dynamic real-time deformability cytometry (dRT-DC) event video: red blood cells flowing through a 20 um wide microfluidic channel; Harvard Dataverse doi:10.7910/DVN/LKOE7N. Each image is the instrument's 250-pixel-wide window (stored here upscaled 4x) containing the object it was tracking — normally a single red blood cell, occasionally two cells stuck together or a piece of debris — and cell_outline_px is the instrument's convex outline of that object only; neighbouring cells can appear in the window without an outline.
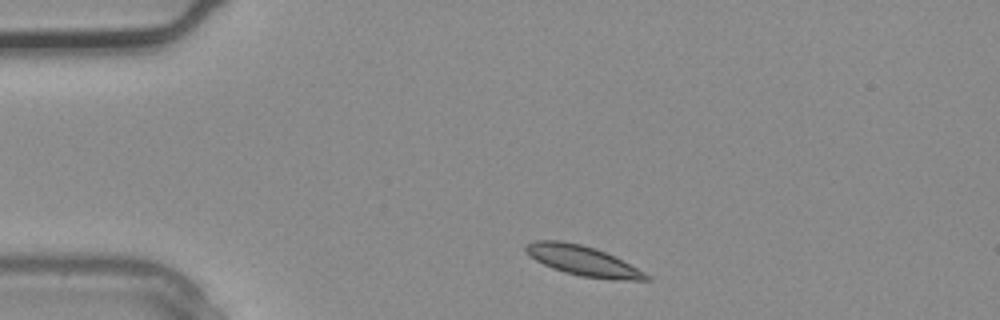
{"species": "common noctule bat (a hibernating species)", "species_latin": "Nyctalus noctula", "temperature_condition": "warm", "stored_images_in_passage": 2, "camera_frame_rate_fps": 3000, "um_per_image_px": 0.085, "animal": {"sex": "male", "body_mass_g": 20.4}, "frame": {"image": 1, "passage_image": 1, "time_ms": 0.0, "image_size_px": [1000, 320], "cell_outline_px": [[652, 280], [612, 280], [580, 276], [564, 272], [552, 268], [536, 260], [524, 248], [524, 244], [536, 240], [560, 240], [580, 244], [596, 248], [652, 276]], "centroid_in_image_um": [49.54, 22.17], "position_along_channel_um": 35.5, "area_um2": 20.81}}
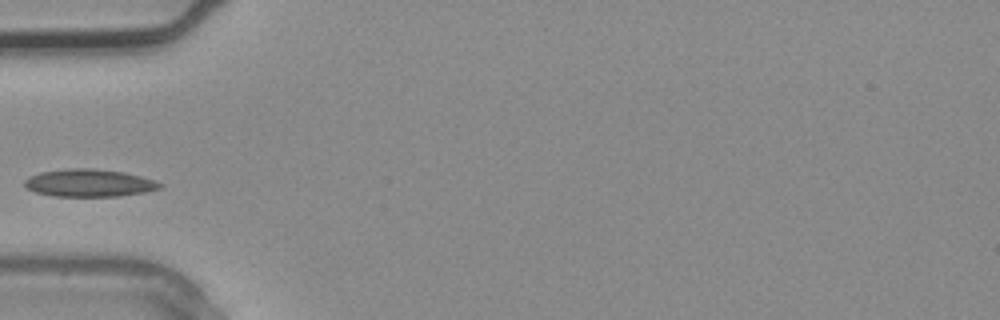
{"frame": {"image": 2, "passage_image": 2, "time_ms": 0.333, "image_size_px": [1000, 320], "cell_outline_px": [[164, 184], [160, 188], [144, 192], [120, 196], [52, 196], [36, 192], [28, 188], [24, 184], [24, 180], [28, 176], [40, 172], [68, 168], [96, 168], [124, 172], [140, 176]], "centroid_in_image_um": [7.56, 15.54], "position_along_channel_um": 77.4, "area_um2": 21.73}}